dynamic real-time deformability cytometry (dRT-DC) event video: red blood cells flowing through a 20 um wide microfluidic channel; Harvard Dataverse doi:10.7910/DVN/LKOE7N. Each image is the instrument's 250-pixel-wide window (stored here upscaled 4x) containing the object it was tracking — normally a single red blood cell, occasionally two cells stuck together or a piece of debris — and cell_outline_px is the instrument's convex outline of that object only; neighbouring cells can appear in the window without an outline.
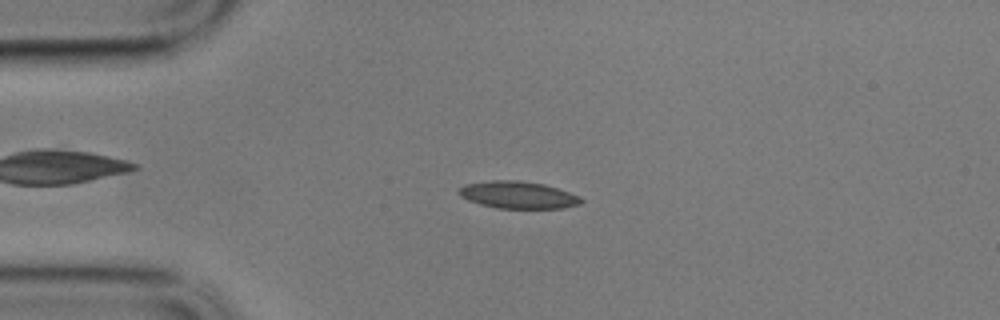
{"species": "common noctule bat (a hibernating species)", "species_latin": "Nyctalus noctula", "temperature_condition": "cold", "stored_images_in_passage": 48, "camera_frame_rate_fps": 3000, "um_per_image_px": 0.085, "animal": {"sex": "male", "body_mass_g": 17.9}, "frame": {"image": 1, "passage_image": 13, "time_ms": 4.0, "image_size_px": [1000, 320], "cell_outline_px": [[584, 200], [580, 204], [564, 208], [496, 208], [480, 204], [468, 200], [460, 196], [456, 192], [456, 188], [464, 184], [492, 180], [516, 180], [544, 184], [580, 196]], "centroid_in_image_um": [43.98, 16.56], "position_along_channel_um": 41.0, "area_um2": 19.48}}
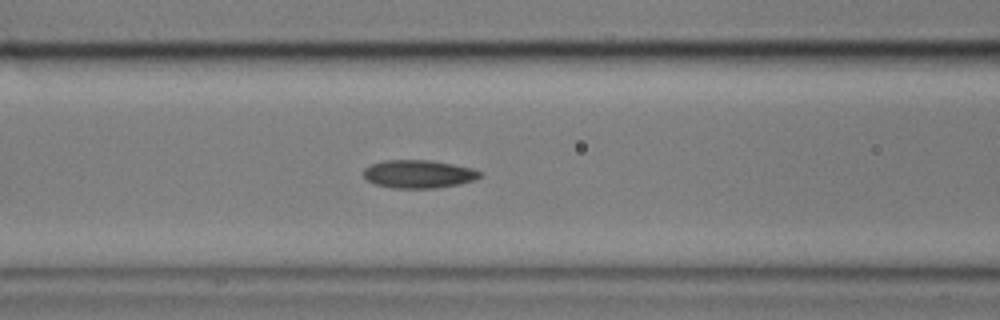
{"frame": {"image": 2, "passage_image": 23, "time_ms": 7.333, "image_size_px": [1000, 320], "cell_outline_px": [[480, 176], [472, 180], [460, 184], [436, 188], [392, 188], [376, 184], [368, 180], [364, 176], [364, 168], [372, 164], [384, 160], [428, 160], [452, 164], [472, 168], [480, 172]], "centroid_in_image_um": [35.56, 14.79], "position_along_channel_um": 131.0, "area_um2": 18.84}}
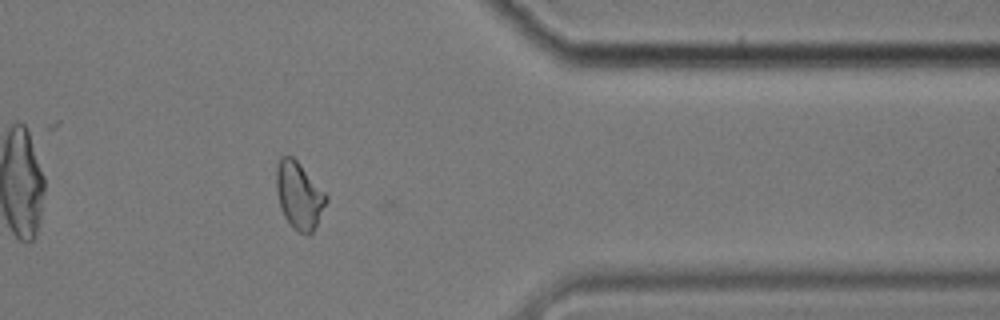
{"frame": {"image": 3, "passage_image": 47, "time_ms": 15.333, "image_size_px": [1000, 320], "cell_outline_px": [[328, 200], [312, 232], [308, 236], [300, 232], [284, 216], [280, 208], [276, 188], [276, 168], [280, 156], [292, 156], [300, 164], [328, 196]], "centroid_in_image_um": [25.41, 16.59], "position_along_channel_um": 386.0, "area_um2": 19.13}, "authors_computed_cell_mechanics": {"area_um2": 18.9006, "velocity_mm_per_s": 3.3828, "shape_relaxation_time_tau1_ms": null, "shape_relaxation_time_tau2_ms": 2.7466, "deformation_change_tau1": null, "deformation_change_tau2": 0.0879}}